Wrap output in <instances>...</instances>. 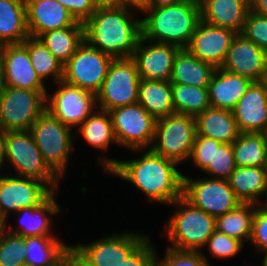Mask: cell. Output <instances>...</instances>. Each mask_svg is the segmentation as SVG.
<instances>
[{
  "mask_svg": "<svg viewBox=\"0 0 267 266\" xmlns=\"http://www.w3.org/2000/svg\"><path fill=\"white\" fill-rule=\"evenodd\" d=\"M130 151L140 155L137 159L120 161L100 156L98 159L104 172L131 183L152 202L171 205L182 197L184 174L179 170V164L151 149Z\"/></svg>",
  "mask_w": 267,
  "mask_h": 266,
  "instance_id": "6da1fadb",
  "label": "cell"
},
{
  "mask_svg": "<svg viewBox=\"0 0 267 266\" xmlns=\"http://www.w3.org/2000/svg\"><path fill=\"white\" fill-rule=\"evenodd\" d=\"M139 12L122 5L96 8L83 24L85 41L114 59L132 57L142 36L141 19L136 16Z\"/></svg>",
  "mask_w": 267,
  "mask_h": 266,
  "instance_id": "7a4b0ae2",
  "label": "cell"
},
{
  "mask_svg": "<svg viewBox=\"0 0 267 266\" xmlns=\"http://www.w3.org/2000/svg\"><path fill=\"white\" fill-rule=\"evenodd\" d=\"M142 37L155 43L187 48L201 21L200 4L181 0L164 7H144L141 10Z\"/></svg>",
  "mask_w": 267,
  "mask_h": 266,
  "instance_id": "3957f363",
  "label": "cell"
},
{
  "mask_svg": "<svg viewBox=\"0 0 267 266\" xmlns=\"http://www.w3.org/2000/svg\"><path fill=\"white\" fill-rule=\"evenodd\" d=\"M173 213L163 228L169 244L179 250L202 251L216 230V218L195 208L183 197L175 200Z\"/></svg>",
  "mask_w": 267,
  "mask_h": 266,
  "instance_id": "277c9868",
  "label": "cell"
},
{
  "mask_svg": "<svg viewBox=\"0 0 267 266\" xmlns=\"http://www.w3.org/2000/svg\"><path fill=\"white\" fill-rule=\"evenodd\" d=\"M5 163L13 169L9 174L37 179L58 191L60 178L44 162L30 130L5 132Z\"/></svg>",
  "mask_w": 267,
  "mask_h": 266,
  "instance_id": "5b68a950",
  "label": "cell"
},
{
  "mask_svg": "<svg viewBox=\"0 0 267 266\" xmlns=\"http://www.w3.org/2000/svg\"><path fill=\"white\" fill-rule=\"evenodd\" d=\"M73 129L45 109L33 123L31 133L44 162L62 180L74 149Z\"/></svg>",
  "mask_w": 267,
  "mask_h": 266,
  "instance_id": "8992f818",
  "label": "cell"
},
{
  "mask_svg": "<svg viewBox=\"0 0 267 266\" xmlns=\"http://www.w3.org/2000/svg\"><path fill=\"white\" fill-rule=\"evenodd\" d=\"M195 117L174 113L156 120L151 150L177 164L188 162L196 139Z\"/></svg>",
  "mask_w": 267,
  "mask_h": 266,
  "instance_id": "52a82bcc",
  "label": "cell"
},
{
  "mask_svg": "<svg viewBox=\"0 0 267 266\" xmlns=\"http://www.w3.org/2000/svg\"><path fill=\"white\" fill-rule=\"evenodd\" d=\"M47 92L3 86L0 93V128L5 132L31 130L46 109Z\"/></svg>",
  "mask_w": 267,
  "mask_h": 266,
  "instance_id": "ba28073f",
  "label": "cell"
},
{
  "mask_svg": "<svg viewBox=\"0 0 267 266\" xmlns=\"http://www.w3.org/2000/svg\"><path fill=\"white\" fill-rule=\"evenodd\" d=\"M140 79L137 65L131 57L114 59L96 93L98 109L110 111L137 103Z\"/></svg>",
  "mask_w": 267,
  "mask_h": 266,
  "instance_id": "9c48e42d",
  "label": "cell"
},
{
  "mask_svg": "<svg viewBox=\"0 0 267 266\" xmlns=\"http://www.w3.org/2000/svg\"><path fill=\"white\" fill-rule=\"evenodd\" d=\"M182 197L195 208L215 218L236 209L242 204L235 196L228 180L207 176L194 179L185 174Z\"/></svg>",
  "mask_w": 267,
  "mask_h": 266,
  "instance_id": "30bf717a",
  "label": "cell"
},
{
  "mask_svg": "<svg viewBox=\"0 0 267 266\" xmlns=\"http://www.w3.org/2000/svg\"><path fill=\"white\" fill-rule=\"evenodd\" d=\"M109 113L119 147L126 150L151 148L156 119L138 102L111 109Z\"/></svg>",
  "mask_w": 267,
  "mask_h": 266,
  "instance_id": "8fae6325",
  "label": "cell"
},
{
  "mask_svg": "<svg viewBox=\"0 0 267 266\" xmlns=\"http://www.w3.org/2000/svg\"><path fill=\"white\" fill-rule=\"evenodd\" d=\"M114 58L85 40L64 64L62 81L96 95Z\"/></svg>",
  "mask_w": 267,
  "mask_h": 266,
  "instance_id": "7c38bea8",
  "label": "cell"
},
{
  "mask_svg": "<svg viewBox=\"0 0 267 266\" xmlns=\"http://www.w3.org/2000/svg\"><path fill=\"white\" fill-rule=\"evenodd\" d=\"M55 87L52 95L46 94V109L72 129L78 128L98 108L96 95L87 90L64 81L55 83Z\"/></svg>",
  "mask_w": 267,
  "mask_h": 266,
  "instance_id": "4fadbf2b",
  "label": "cell"
},
{
  "mask_svg": "<svg viewBox=\"0 0 267 266\" xmlns=\"http://www.w3.org/2000/svg\"><path fill=\"white\" fill-rule=\"evenodd\" d=\"M147 236L142 232L123 231L71 248L91 266H119Z\"/></svg>",
  "mask_w": 267,
  "mask_h": 266,
  "instance_id": "5bb4252c",
  "label": "cell"
},
{
  "mask_svg": "<svg viewBox=\"0 0 267 266\" xmlns=\"http://www.w3.org/2000/svg\"><path fill=\"white\" fill-rule=\"evenodd\" d=\"M0 217L7 222L9 214L44 202L53 191L42 181L0 173Z\"/></svg>",
  "mask_w": 267,
  "mask_h": 266,
  "instance_id": "9a60e30c",
  "label": "cell"
},
{
  "mask_svg": "<svg viewBox=\"0 0 267 266\" xmlns=\"http://www.w3.org/2000/svg\"><path fill=\"white\" fill-rule=\"evenodd\" d=\"M3 86L29 90H47L33 68L23 43L0 46Z\"/></svg>",
  "mask_w": 267,
  "mask_h": 266,
  "instance_id": "2e32d148",
  "label": "cell"
},
{
  "mask_svg": "<svg viewBox=\"0 0 267 266\" xmlns=\"http://www.w3.org/2000/svg\"><path fill=\"white\" fill-rule=\"evenodd\" d=\"M220 68L252 82L264 81L267 78V52L242 33H237Z\"/></svg>",
  "mask_w": 267,
  "mask_h": 266,
  "instance_id": "e0dca14e",
  "label": "cell"
},
{
  "mask_svg": "<svg viewBox=\"0 0 267 266\" xmlns=\"http://www.w3.org/2000/svg\"><path fill=\"white\" fill-rule=\"evenodd\" d=\"M180 48L140 37L133 56L141 79L170 81L174 60Z\"/></svg>",
  "mask_w": 267,
  "mask_h": 266,
  "instance_id": "ac0fdd59",
  "label": "cell"
},
{
  "mask_svg": "<svg viewBox=\"0 0 267 266\" xmlns=\"http://www.w3.org/2000/svg\"><path fill=\"white\" fill-rule=\"evenodd\" d=\"M237 32L200 21L187 49L198 59L220 68Z\"/></svg>",
  "mask_w": 267,
  "mask_h": 266,
  "instance_id": "d6986e66",
  "label": "cell"
},
{
  "mask_svg": "<svg viewBox=\"0 0 267 266\" xmlns=\"http://www.w3.org/2000/svg\"><path fill=\"white\" fill-rule=\"evenodd\" d=\"M241 133H267V81L252 82L232 110Z\"/></svg>",
  "mask_w": 267,
  "mask_h": 266,
  "instance_id": "ffe728a7",
  "label": "cell"
},
{
  "mask_svg": "<svg viewBox=\"0 0 267 266\" xmlns=\"http://www.w3.org/2000/svg\"><path fill=\"white\" fill-rule=\"evenodd\" d=\"M27 26L31 37L70 26H84L57 0H25Z\"/></svg>",
  "mask_w": 267,
  "mask_h": 266,
  "instance_id": "44dd1931",
  "label": "cell"
},
{
  "mask_svg": "<svg viewBox=\"0 0 267 266\" xmlns=\"http://www.w3.org/2000/svg\"><path fill=\"white\" fill-rule=\"evenodd\" d=\"M56 193L54 191L44 202L38 206L23 208L15 213L17 214L19 225L8 227L9 223L5 222V230L23 237L27 236H57L52 232V222L55 215H59L61 211L56 201ZM15 227V228H13Z\"/></svg>",
  "mask_w": 267,
  "mask_h": 266,
  "instance_id": "7402d4cb",
  "label": "cell"
},
{
  "mask_svg": "<svg viewBox=\"0 0 267 266\" xmlns=\"http://www.w3.org/2000/svg\"><path fill=\"white\" fill-rule=\"evenodd\" d=\"M251 83L246 77L216 68L208 84L210 106L232 111Z\"/></svg>",
  "mask_w": 267,
  "mask_h": 266,
  "instance_id": "603a6c76",
  "label": "cell"
},
{
  "mask_svg": "<svg viewBox=\"0 0 267 266\" xmlns=\"http://www.w3.org/2000/svg\"><path fill=\"white\" fill-rule=\"evenodd\" d=\"M201 20L241 33L250 7L247 0H204L200 4Z\"/></svg>",
  "mask_w": 267,
  "mask_h": 266,
  "instance_id": "cb8c5ba5",
  "label": "cell"
},
{
  "mask_svg": "<svg viewBox=\"0 0 267 266\" xmlns=\"http://www.w3.org/2000/svg\"><path fill=\"white\" fill-rule=\"evenodd\" d=\"M228 181L242 203H267V167H236Z\"/></svg>",
  "mask_w": 267,
  "mask_h": 266,
  "instance_id": "d4e9b609",
  "label": "cell"
},
{
  "mask_svg": "<svg viewBox=\"0 0 267 266\" xmlns=\"http://www.w3.org/2000/svg\"><path fill=\"white\" fill-rule=\"evenodd\" d=\"M197 134L232 144L240 135L232 111L208 108L195 117Z\"/></svg>",
  "mask_w": 267,
  "mask_h": 266,
  "instance_id": "484cf974",
  "label": "cell"
},
{
  "mask_svg": "<svg viewBox=\"0 0 267 266\" xmlns=\"http://www.w3.org/2000/svg\"><path fill=\"white\" fill-rule=\"evenodd\" d=\"M29 36L25 0H0V46L23 43Z\"/></svg>",
  "mask_w": 267,
  "mask_h": 266,
  "instance_id": "4316f807",
  "label": "cell"
},
{
  "mask_svg": "<svg viewBox=\"0 0 267 266\" xmlns=\"http://www.w3.org/2000/svg\"><path fill=\"white\" fill-rule=\"evenodd\" d=\"M215 70L213 65L196 58L187 48H181L174 60L170 82L208 87Z\"/></svg>",
  "mask_w": 267,
  "mask_h": 266,
  "instance_id": "83f0119b",
  "label": "cell"
},
{
  "mask_svg": "<svg viewBox=\"0 0 267 266\" xmlns=\"http://www.w3.org/2000/svg\"><path fill=\"white\" fill-rule=\"evenodd\" d=\"M137 102L156 120L174 114L172 83L140 79Z\"/></svg>",
  "mask_w": 267,
  "mask_h": 266,
  "instance_id": "f1b7e54d",
  "label": "cell"
},
{
  "mask_svg": "<svg viewBox=\"0 0 267 266\" xmlns=\"http://www.w3.org/2000/svg\"><path fill=\"white\" fill-rule=\"evenodd\" d=\"M79 136L90 148L106 151L111 144L118 145L109 111L95 110L79 127Z\"/></svg>",
  "mask_w": 267,
  "mask_h": 266,
  "instance_id": "f546056e",
  "label": "cell"
},
{
  "mask_svg": "<svg viewBox=\"0 0 267 266\" xmlns=\"http://www.w3.org/2000/svg\"><path fill=\"white\" fill-rule=\"evenodd\" d=\"M58 236L25 237V266H52L71 247Z\"/></svg>",
  "mask_w": 267,
  "mask_h": 266,
  "instance_id": "4dcf8cb0",
  "label": "cell"
},
{
  "mask_svg": "<svg viewBox=\"0 0 267 266\" xmlns=\"http://www.w3.org/2000/svg\"><path fill=\"white\" fill-rule=\"evenodd\" d=\"M38 38L55 58L64 65L85 40L84 26L56 29L43 33Z\"/></svg>",
  "mask_w": 267,
  "mask_h": 266,
  "instance_id": "1f68e13d",
  "label": "cell"
},
{
  "mask_svg": "<svg viewBox=\"0 0 267 266\" xmlns=\"http://www.w3.org/2000/svg\"><path fill=\"white\" fill-rule=\"evenodd\" d=\"M232 148L236 167H267V134L240 133Z\"/></svg>",
  "mask_w": 267,
  "mask_h": 266,
  "instance_id": "d6a6232c",
  "label": "cell"
},
{
  "mask_svg": "<svg viewBox=\"0 0 267 266\" xmlns=\"http://www.w3.org/2000/svg\"><path fill=\"white\" fill-rule=\"evenodd\" d=\"M257 206L253 203H242L236 209L216 217V230L241 241L243 244L249 242Z\"/></svg>",
  "mask_w": 267,
  "mask_h": 266,
  "instance_id": "836d02e7",
  "label": "cell"
},
{
  "mask_svg": "<svg viewBox=\"0 0 267 266\" xmlns=\"http://www.w3.org/2000/svg\"><path fill=\"white\" fill-rule=\"evenodd\" d=\"M173 108L175 113L192 117L210 108L208 87H196L172 83Z\"/></svg>",
  "mask_w": 267,
  "mask_h": 266,
  "instance_id": "e575fe53",
  "label": "cell"
},
{
  "mask_svg": "<svg viewBox=\"0 0 267 266\" xmlns=\"http://www.w3.org/2000/svg\"><path fill=\"white\" fill-rule=\"evenodd\" d=\"M23 44L28 49L33 68L44 83L49 77H52L54 84L62 81L64 65L55 58L39 38L29 36Z\"/></svg>",
  "mask_w": 267,
  "mask_h": 266,
  "instance_id": "d590c367",
  "label": "cell"
},
{
  "mask_svg": "<svg viewBox=\"0 0 267 266\" xmlns=\"http://www.w3.org/2000/svg\"><path fill=\"white\" fill-rule=\"evenodd\" d=\"M236 169L232 144L214 140L213 162L203 171L210 178L228 180Z\"/></svg>",
  "mask_w": 267,
  "mask_h": 266,
  "instance_id": "8d00e7d4",
  "label": "cell"
},
{
  "mask_svg": "<svg viewBox=\"0 0 267 266\" xmlns=\"http://www.w3.org/2000/svg\"><path fill=\"white\" fill-rule=\"evenodd\" d=\"M25 237L6 230L0 236V266H25Z\"/></svg>",
  "mask_w": 267,
  "mask_h": 266,
  "instance_id": "74e56055",
  "label": "cell"
},
{
  "mask_svg": "<svg viewBox=\"0 0 267 266\" xmlns=\"http://www.w3.org/2000/svg\"><path fill=\"white\" fill-rule=\"evenodd\" d=\"M166 248L163 258L158 257L157 250L155 251L153 266H212L203 251Z\"/></svg>",
  "mask_w": 267,
  "mask_h": 266,
  "instance_id": "f35d334b",
  "label": "cell"
},
{
  "mask_svg": "<svg viewBox=\"0 0 267 266\" xmlns=\"http://www.w3.org/2000/svg\"><path fill=\"white\" fill-rule=\"evenodd\" d=\"M243 243L235 238L229 237L224 233L215 230L208 238L204 248H207L209 254L215 259L233 258L242 251Z\"/></svg>",
  "mask_w": 267,
  "mask_h": 266,
  "instance_id": "ab89813d",
  "label": "cell"
},
{
  "mask_svg": "<svg viewBox=\"0 0 267 266\" xmlns=\"http://www.w3.org/2000/svg\"><path fill=\"white\" fill-rule=\"evenodd\" d=\"M241 33L267 52V16L250 9Z\"/></svg>",
  "mask_w": 267,
  "mask_h": 266,
  "instance_id": "60d3db41",
  "label": "cell"
},
{
  "mask_svg": "<svg viewBox=\"0 0 267 266\" xmlns=\"http://www.w3.org/2000/svg\"><path fill=\"white\" fill-rule=\"evenodd\" d=\"M249 242L255 251L267 256V205H258L253 217L252 231Z\"/></svg>",
  "mask_w": 267,
  "mask_h": 266,
  "instance_id": "b9f144b4",
  "label": "cell"
},
{
  "mask_svg": "<svg viewBox=\"0 0 267 266\" xmlns=\"http://www.w3.org/2000/svg\"><path fill=\"white\" fill-rule=\"evenodd\" d=\"M213 155L214 139L197 134L189 160L196 168L204 171L213 162Z\"/></svg>",
  "mask_w": 267,
  "mask_h": 266,
  "instance_id": "7bdbcfd3",
  "label": "cell"
},
{
  "mask_svg": "<svg viewBox=\"0 0 267 266\" xmlns=\"http://www.w3.org/2000/svg\"><path fill=\"white\" fill-rule=\"evenodd\" d=\"M156 248L147 236L119 266H153Z\"/></svg>",
  "mask_w": 267,
  "mask_h": 266,
  "instance_id": "ee69618b",
  "label": "cell"
},
{
  "mask_svg": "<svg viewBox=\"0 0 267 266\" xmlns=\"http://www.w3.org/2000/svg\"><path fill=\"white\" fill-rule=\"evenodd\" d=\"M69 10L77 22L85 23L96 11L91 0H57Z\"/></svg>",
  "mask_w": 267,
  "mask_h": 266,
  "instance_id": "f6af8a7d",
  "label": "cell"
},
{
  "mask_svg": "<svg viewBox=\"0 0 267 266\" xmlns=\"http://www.w3.org/2000/svg\"><path fill=\"white\" fill-rule=\"evenodd\" d=\"M69 266H91L83 260L71 247L69 248Z\"/></svg>",
  "mask_w": 267,
  "mask_h": 266,
  "instance_id": "bcb514c9",
  "label": "cell"
},
{
  "mask_svg": "<svg viewBox=\"0 0 267 266\" xmlns=\"http://www.w3.org/2000/svg\"><path fill=\"white\" fill-rule=\"evenodd\" d=\"M95 8H107L121 6L119 0H91Z\"/></svg>",
  "mask_w": 267,
  "mask_h": 266,
  "instance_id": "7dc6e473",
  "label": "cell"
},
{
  "mask_svg": "<svg viewBox=\"0 0 267 266\" xmlns=\"http://www.w3.org/2000/svg\"><path fill=\"white\" fill-rule=\"evenodd\" d=\"M147 0H119L120 5L129 6L141 11L145 5Z\"/></svg>",
  "mask_w": 267,
  "mask_h": 266,
  "instance_id": "c3c4849f",
  "label": "cell"
},
{
  "mask_svg": "<svg viewBox=\"0 0 267 266\" xmlns=\"http://www.w3.org/2000/svg\"><path fill=\"white\" fill-rule=\"evenodd\" d=\"M254 12L267 16V0H257L251 7Z\"/></svg>",
  "mask_w": 267,
  "mask_h": 266,
  "instance_id": "681fc988",
  "label": "cell"
},
{
  "mask_svg": "<svg viewBox=\"0 0 267 266\" xmlns=\"http://www.w3.org/2000/svg\"><path fill=\"white\" fill-rule=\"evenodd\" d=\"M181 0H147L145 7H164L175 4Z\"/></svg>",
  "mask_w": 267,
  "mask_h": 266,
  "instance_id": "f907efd6",
  "label": "cell"
},
{
  "mask_svg": "<svg viewBox=\"0 0 267 266\" xmlns=\"http://www.w3.org/2000/svg\"><path fill=\"white\" fill-rule=\"evenodd\" d=\"M4 162H5V131L0 128V170H2Z\"/></svg>",
  "mask_w": 267,
  "mask_h": 266,
  "instance_id": "816d5d0a",
  "label": "cell"
},
{
  "mask_svg": "<svg viewBox=\"0 0 267 266\" xmlns=\"http://www.w3.org/2000/svg\"><path fill=\"white\" fill-rule=\"evenodd\" d=\"M52 266H69V249L65 252V254L56 261Z\"/></svg>",
  "mask_w": 267,
  "mask_h": 266,
  "instance_id": "f5cc1de1",
  "label": "cell"
},
{
  "mask_svg": "<svg viewBox=\"0 0 267 266\" xmlns=\"http://www.w3.org/2000/svg\"><path fill=\"white\" fill-rule=\"evenodd\" d=\"M5 230V221L0 217V236Z\"/></svg>",
  "mask_w": 267,
  "mask_h": 266,
  "instance_id": "db71d44e",
  "label": "cell"
},
{
  "mask_svg": "<svg viewBox=\"0 0 267 266\" xmlns=\"http://www.w3.org/2000/svg\"><path fill=\"white\" fill-rule=\"evenodd\" d=\"M3 89V78H2V70H1V63H0V93Z\"/></svg>",
  "mask_w": 267,
  "mask_h": 266,
  "instance_id": "11a10c76",
  "label": "cell"
},
{
  "mask_svg": "<svg viewBox=\"0 0 267 266\" xmlns=\"http://www.w3.org/2000/svg\"><path fill=\"white\" fill-rule=\"evenodd\" d=\"M262 265L267 266V256L262 258Z\"/></svg>",
  "mask_w": 267,
  "mask_h": 266,
  "instance_id": "9f6ffc18",
  "label": "cell"
},
{
  "mask_svg": "<svg viewBox=\"0 0 267 266\" xmlns=\"http://www.w3.org/2000/svg\"><path fill=\"white\" fill-rule=\"evenodd\" d=\"M257 0H247L249 7H251Z\"/></svg>",
  "mask_w": 267,
  "mask_h": 266,
  "instance_id": "6f0895ef",
  "label": "cell"
},
{
  "mask_svg": "<svg viewBox=\"0 0 267 266\" xmlns=\"http://www.w3.org/2000/svg\"><path fill=\"white\" fill-rule=\"evenodd\" d=\"M187 1H192V2H195L197 4H201L204 0H187Z\"/></svg>",
  "mask_w": 267,
  "mask_h": 266,
  "instance_id": "680465c9",
  "label": "cell"
}]
</instances>
